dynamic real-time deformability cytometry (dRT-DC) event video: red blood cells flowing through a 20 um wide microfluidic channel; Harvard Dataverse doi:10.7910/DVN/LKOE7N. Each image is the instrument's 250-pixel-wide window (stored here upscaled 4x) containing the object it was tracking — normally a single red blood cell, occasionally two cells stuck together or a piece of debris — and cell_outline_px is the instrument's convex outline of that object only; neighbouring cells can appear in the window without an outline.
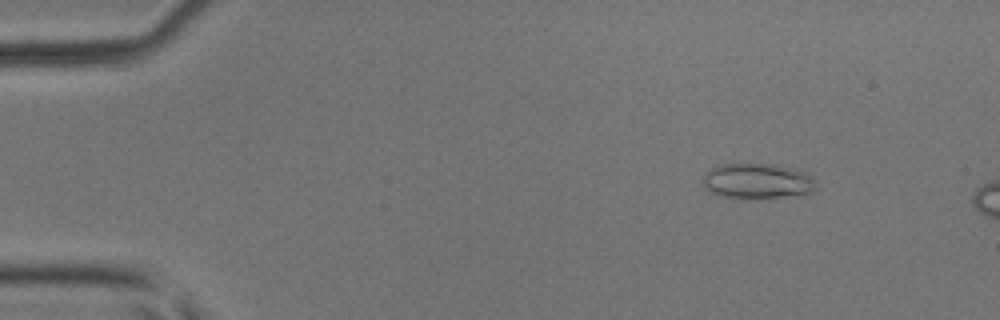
{"species": "common noctule bat (a hibernating species)", "species_latin": "Nyctalus noctula", "temperature_condition": "room temperature", "stored_images_in_passage": 4, "camera_frame_rate_fps": 3000, "um_per_image_px": 0.085, "animal": {"sex": "male", "body_mass_g": 17.9, "forearm_length_mm": 54.2}, "frame": {"image": 1, "passage_image": 2, "time_ms": 0.333, "image_size_px": [1000, 320], "cell_outline_px": [[816, 188], [812, 192], [804, 196], [716, 196], [704, 184], [704, 176], [712, 168], [720, 164], [776, 164], [804, 172], [812, 180]], "centroid_in_image_um": [64.41, 15.37], "position_along_channel_um": 20.6, "area_um2": 22.43}}